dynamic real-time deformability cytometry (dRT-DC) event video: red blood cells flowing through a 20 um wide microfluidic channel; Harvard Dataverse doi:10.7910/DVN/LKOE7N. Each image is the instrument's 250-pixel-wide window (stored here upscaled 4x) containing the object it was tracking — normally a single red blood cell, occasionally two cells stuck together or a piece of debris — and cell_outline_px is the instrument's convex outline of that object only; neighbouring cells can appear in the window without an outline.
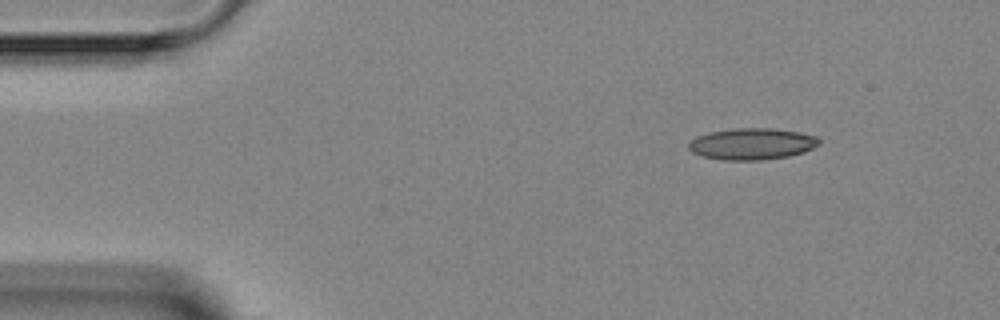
{"species": "Egyptian fruit bat (a non-hibernating species)", "species_latin": "Rousettus aegyptiacus", "temperature_condition": "room temperature", "stored_images_in_passage": 5, "segment_of_instrument_passage": [2, 2], "camera_frame_rate_fps": 3000, "um_per_image_px": 0.085, "animal": {"sex": "female"}, "frame": {"image": 1, "passage_image": 5, "time_ms": 4.667, "image_size_px": [1000, 320], "cell_outline_px": [[820, 144], [804, 152], [788, 156], [760, 160], [724, 160], [704, 156], [692, 152], [688, 148], [688, 144], [696, 136], [708, 132], [732, 128], [772, 128], [800, 132], [816, 136], [820, 140]], "centroid_in_image_um": [63.92, 12.22], "position_along_channel_um": 21.1, "area_um2": 23.99}}